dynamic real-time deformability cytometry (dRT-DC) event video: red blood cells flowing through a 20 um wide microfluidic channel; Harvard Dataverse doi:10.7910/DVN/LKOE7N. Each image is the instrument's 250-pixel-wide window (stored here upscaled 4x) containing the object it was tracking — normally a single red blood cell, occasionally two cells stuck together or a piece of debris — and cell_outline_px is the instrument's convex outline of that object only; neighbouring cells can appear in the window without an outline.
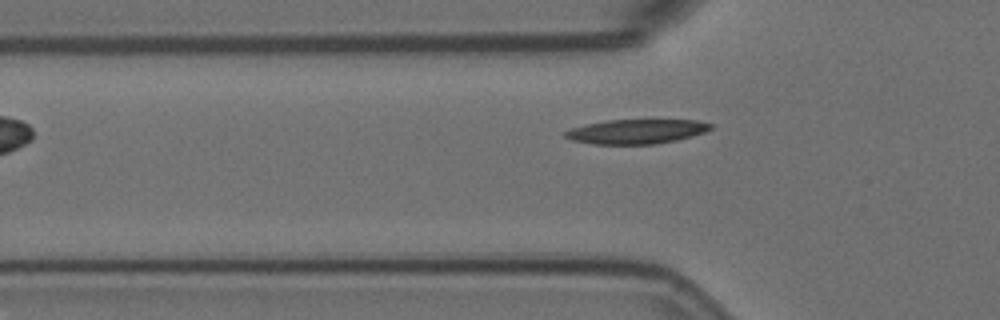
{"species": "Egyptian fruit bat (a non-hibernating species)", "species_latin": "Rousettus aegyptiacus", "temperature_condition": "room temperature", "stored_images_in_passage": 5, "camera_frame_rate_fps": 3000, "um_per_image_px": 0.085, "animal": {"sex": "female"}, "frame": {"image": 1, "passage_image": 5, "time_ms": 1.333, "image_size_px": [1000, 320], "cell_outline_px": [[712, 128], [704, 132], [692, 136], [676, 140], [656, 144], [592, 144], [572, 140], [564, 136], [564, 132], [572, 128], [588, 124], [608, 120], [700, 120], [712, 124]], "centroid_in_image_um": [54.12, 11.18], "position_along_channel_um": 71.7, "area_um2": 20.63}}